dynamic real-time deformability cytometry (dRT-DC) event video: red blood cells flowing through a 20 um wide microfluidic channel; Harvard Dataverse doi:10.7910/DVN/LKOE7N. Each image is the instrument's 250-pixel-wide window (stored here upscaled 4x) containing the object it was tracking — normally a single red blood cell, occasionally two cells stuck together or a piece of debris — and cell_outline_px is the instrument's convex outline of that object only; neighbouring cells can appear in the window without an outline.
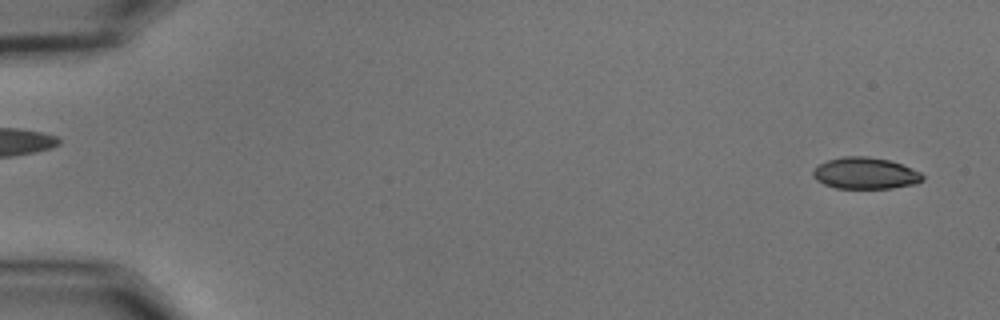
{"species": "common noctule bat (a hibernating species)", "species_latin": "Nyctalus noctula", "temperature_condition": "cold", "stored_images_in_passage": 55, "camera_frame_rate_fps": 3000, "um_per_image_px": 0.085, "animal": {"sex": "male", "body_mass_g": 15.6}, "frame": {"image": 1, "passage_image": 2, "time_ms": 0.333, "image_size_px": [1000, 320], "cell_outline_px": [[924, 180], [916, 184], [892, 188], [836, 188], [824, 184], [816, 180], [812, 176], [812, 172], [820, 164], [828, 160], [844, 156], [868, 156], [888, 160], [900, 164], [920, 172], [924, 176]], "centroid_in_image_um": [73.55, 14.73], "position_along_channel_um": 11.4, "area_um2": 20.06}}
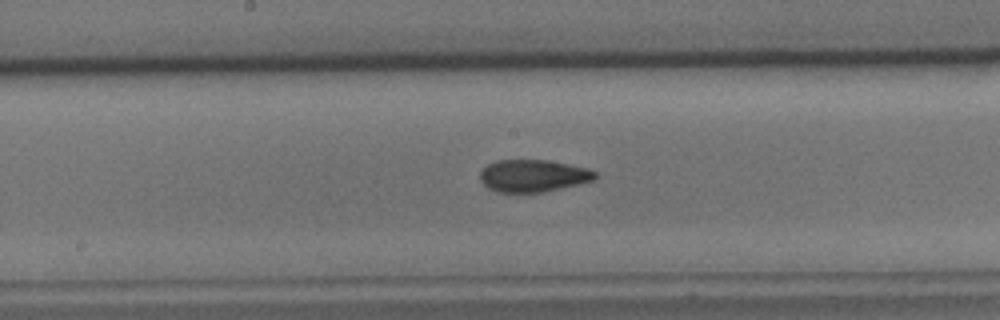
{"frame": {"image": 2, "passage_image": 29, "time_ms": 9.333, "image_size_px": [1000, 320], "cell_outline_px": [[596, 176], [592, 180], [560, 188], [540, 192], [496, 192], [488, 188], [480, 180], [480, 172], [488, 164], [496, 160], [548, 160], [588, 168], [596, 172]], "centroid_in_image_um": [45.27, 14.93], "position_along_channel_um": 202.9, "area_um2": 21.39}}
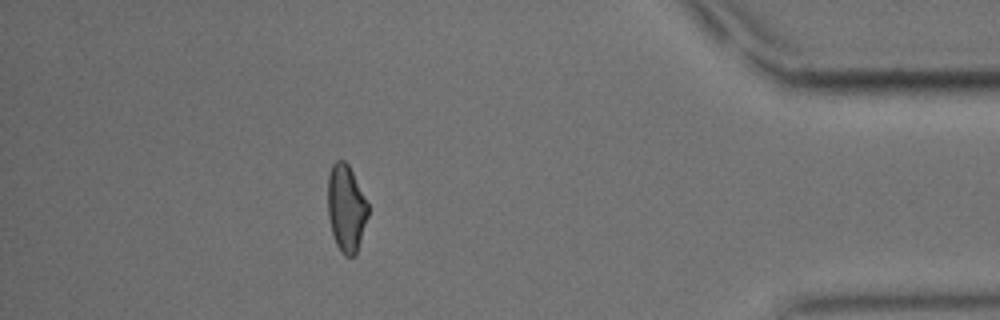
{"frame": {"image": 3, "passage_image": 49, "time_ms": 16.0, "image_size_px": [1000, 320], "cell_outline_px": [[368, 216], [356, 256], [344, 256], [340, 252], [336, 244], [332, 232], [328, 216], [328, 172], [332, 164], [336, 160], [344, 160], [348, 164], [368, 204]], "centroid_in_image_um": [29.41, 17.71], "position_along_channel_um": 405.8, "area_um2": 20.46}, "authors_computed_cell_mechanics": {"area_um2": 21.3282, "velocity_mm_per_s": 3.6519, "shape_relaxation_time_tau1_ms": 8.0666, "shape_relaxation_time_tau2_ms": 2.7629, "deformation_change_tau1": 0.1737, "deformation_change_tau2": 0.0838}}